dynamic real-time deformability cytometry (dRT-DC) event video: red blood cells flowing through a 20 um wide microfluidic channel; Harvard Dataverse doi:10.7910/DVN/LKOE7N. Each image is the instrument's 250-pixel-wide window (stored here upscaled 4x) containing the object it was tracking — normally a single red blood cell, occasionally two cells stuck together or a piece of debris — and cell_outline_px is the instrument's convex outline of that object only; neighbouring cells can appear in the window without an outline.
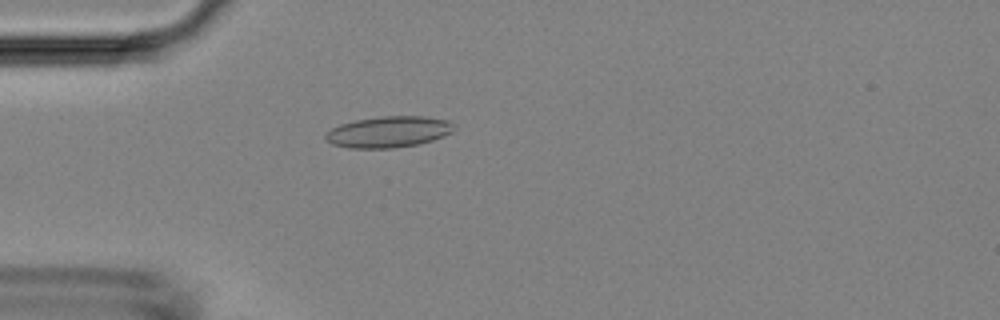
{"species": "Egyptian fruit bat (a non-hibernating species)", "species_latin": "Rousettus aegyptiacus", "temperature_condition": "room temperature", "stored_images_in_passage": 3, "camera_frame_rate_fps": 3000, "um_per_image_px": 0.085, "animal": {"sex": "female"}, "frame": {"image": 1, "passage_image": 3, "time_ms": 3.333, "image_size_px": [1000, 320], "cell_outline_px": [[456, 128], [452, 132], [444, 136], [420, 144], [392, 148], [348, 148], [332, 144], [324, 136], [332, 128], [340, 124], [356, 120], [384, 116], [424, 116], [448, 120]], "centroid_in_image_um": [33.05, 11.21], "position_along_channel_um": 51.9, "area_um2": 23.29}}